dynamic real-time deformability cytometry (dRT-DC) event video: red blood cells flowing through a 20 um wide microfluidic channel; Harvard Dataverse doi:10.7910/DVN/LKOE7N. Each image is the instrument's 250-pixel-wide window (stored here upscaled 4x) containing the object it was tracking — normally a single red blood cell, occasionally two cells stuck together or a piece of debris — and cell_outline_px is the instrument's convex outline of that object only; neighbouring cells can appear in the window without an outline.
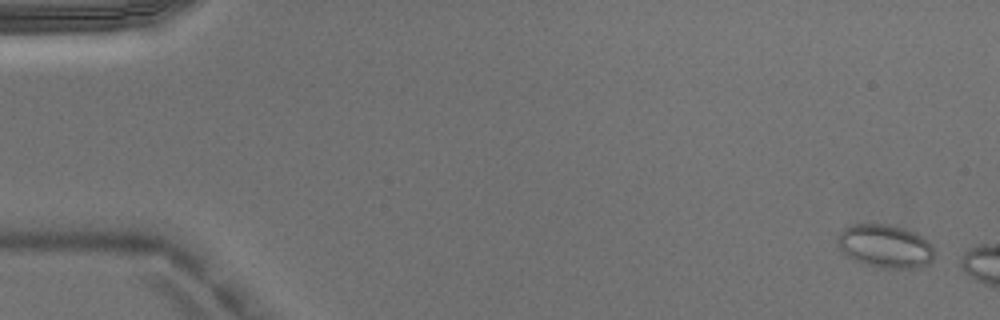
{"species": "Egyptian fruit bat (a non-hibernating species)", "species_latin": "Rousettus aegyptiacus", "temperature_condition": "warm", "stored_images_in_passage": 3, "camera_frame_rate_fps": 3000, "um_per_image_px": 0.085, "animal": {"sex": "male"}, "frame": {"image": 1, "passage_image": 1, "time_ms": 0.0, "image_size_px": [1000, 320], "cell_outline_px": [[932, 260], [928, 264], [920, 268], [880, 268], [864, 264], [844, 256], [836, 244], [836, 240], [840, 232], [844, 228], [852, 224], [888, 224], [904, 228], [916, 232], [928, 240], [932, 244]], "centroid_in_image_um": [75.21, 20.93], "position_along_channel_um": 9.8, "area_um2": 24.85}}